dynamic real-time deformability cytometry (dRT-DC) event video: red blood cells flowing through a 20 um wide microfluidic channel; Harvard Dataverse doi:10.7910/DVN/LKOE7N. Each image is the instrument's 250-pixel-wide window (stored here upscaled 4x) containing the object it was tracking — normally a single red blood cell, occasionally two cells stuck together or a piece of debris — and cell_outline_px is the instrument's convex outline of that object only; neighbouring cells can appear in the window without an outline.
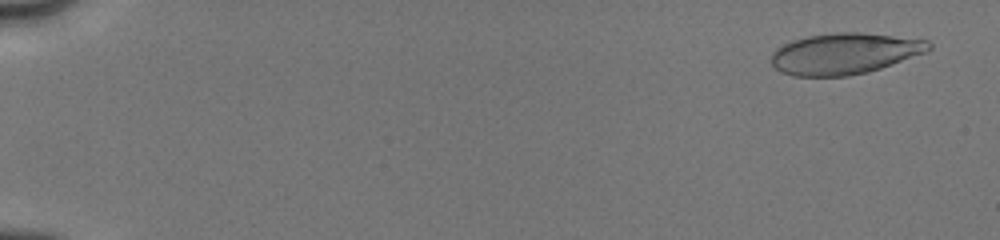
{"species": "human", "species_latin": "Homo sapiens", "temperature_condition": "cold", "stored_images_in_passage": 24, "camera_frame_rate_fps": 3000, "um_per_image_px": 0.085, "donor": {"sex": "male"}, "frame": {"image": 1, "passage_image": 4, "time_ms": 0.667, "image_size_px": [1000, 240], "cell_outline_px": [[932, 48], [924, 52], [880, 68], [868, 72], [848, 76], [792, 76], [780, 72], [772, 64], [772, 52], [776, 48], [792, 40], [808, 36], [836, 32], [860, 32], [928, 40], [932, 44]], "centroid_in_image_um": [71.75, 4.55], "position_along_channel_um": 13.2, "area_um2": 37.57}}
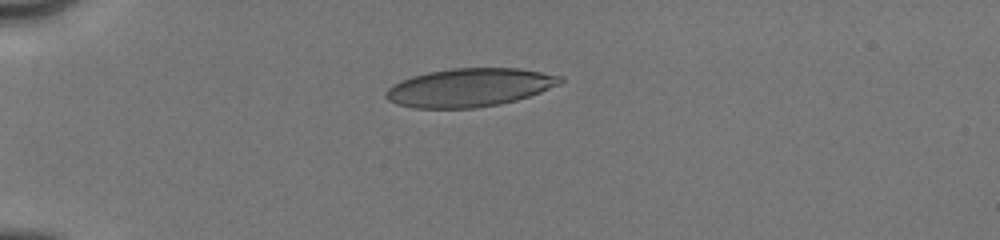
{"frame": {"image": 2, "passage_image": 19, "time_ms": 4.667, "image_size_px": [1000, 240], "cell_outline_px": [[564, 80], [560, 84], [540, 92], [516, 100], [500, 104], [476, 108], [412, 108], [396, 104], [388, 100], [384, 96], [384, 92], [392, 84], [400, 80], [412, 76], [428, 72], [452, 68], [520, 68], [564, 76]], "centroid_in_image_um": [39.89, 7.44], "position_along_channel_um": 45.1, "area_um2": 39.25}}